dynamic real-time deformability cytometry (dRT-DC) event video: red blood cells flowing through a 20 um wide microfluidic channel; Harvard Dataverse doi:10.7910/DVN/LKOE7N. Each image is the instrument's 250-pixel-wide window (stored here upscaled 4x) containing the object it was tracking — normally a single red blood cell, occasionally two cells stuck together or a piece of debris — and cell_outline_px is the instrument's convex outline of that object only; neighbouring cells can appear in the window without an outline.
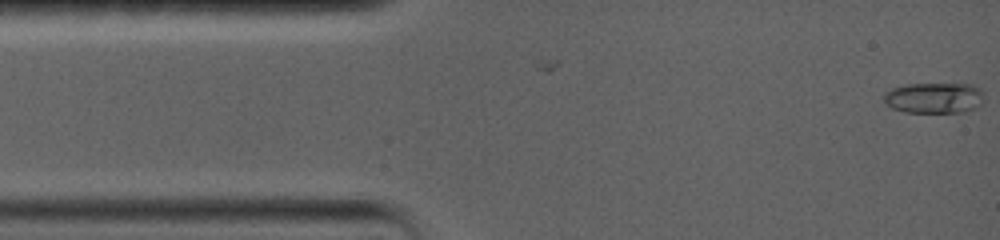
{"species": "common noctule bat (a hibernating species)", "species_latin": "Nyctalus noctula", "temperature_condition": "warm", "stored_images_in_passage": 58, "camera_frame_rate_fps": 5000, "um_per_image_px": 0.085, "animal": {"sex": "female", "body_mass_g": 19.0, "forearm_length_mm": 56.7}, "frame": {"image": 1, "passage_image": 1, "time_ms": 0.0, "image_size_px": [1000, 240], "cell_outline_px": [[984, 100], [980, 104], [964, 112], [904, 112], [892, 108], [884, 100], [884, 92], [892, 88], [904, 84], [972, 84], [980, 88]], "centroid_in_image_um": [79.39, 8.31], "position_along_channel_um": 5.6, "area_um2": 17.92}}
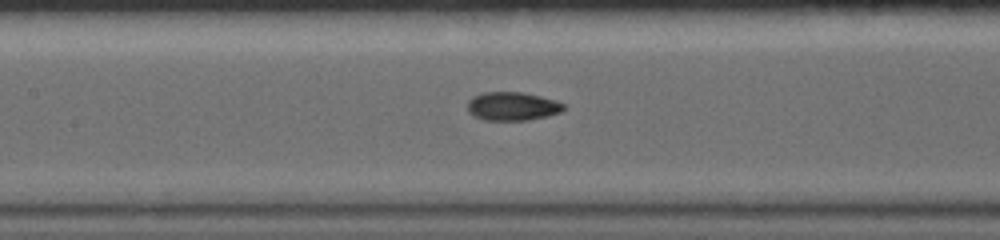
{"frame": {"image": 2, "passage_image": 32, "time_ms": 6.6, "image_size_px": [1000, 240], "cell_outline_px": [[568, 108], [560, 112], [548, 116], [528, 120], [484, 120], [472, 116], [468, 112], [468, 100], [472, 96], [484, 92], [520, 92], [540, 96], [556, 100], [564, 104]], "centroid_in_image_um": [43.55, 9.03], "position_along_channel_um": 163.8, "area_um2": 16.18}}
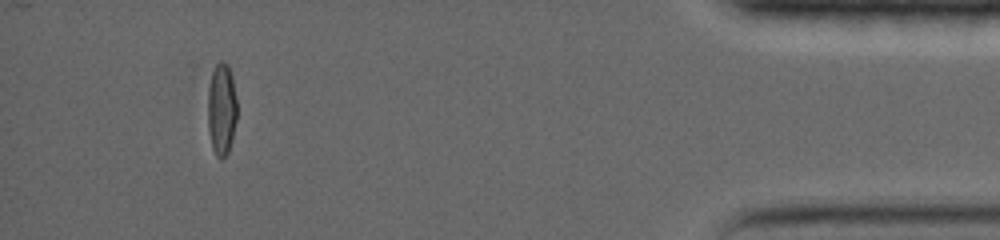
{"frame": {"image": 3, "passage_image": 54, "time_ms": 15.6, "image_size_px": [1000, 240], "cell_outline_px": [[236, 120], [232, 140], [228, 152], [220, 160], [216, 156], [212, 148], [208, 128], [208, 88], [212, 72], [216, 64], [220, 60], [228, 64], [232, 76], [236, 100]], "centroid_in_image_um": [18.83, 9.28], "position_along_channel_um": 416.4, "area_um2": 15.72}}